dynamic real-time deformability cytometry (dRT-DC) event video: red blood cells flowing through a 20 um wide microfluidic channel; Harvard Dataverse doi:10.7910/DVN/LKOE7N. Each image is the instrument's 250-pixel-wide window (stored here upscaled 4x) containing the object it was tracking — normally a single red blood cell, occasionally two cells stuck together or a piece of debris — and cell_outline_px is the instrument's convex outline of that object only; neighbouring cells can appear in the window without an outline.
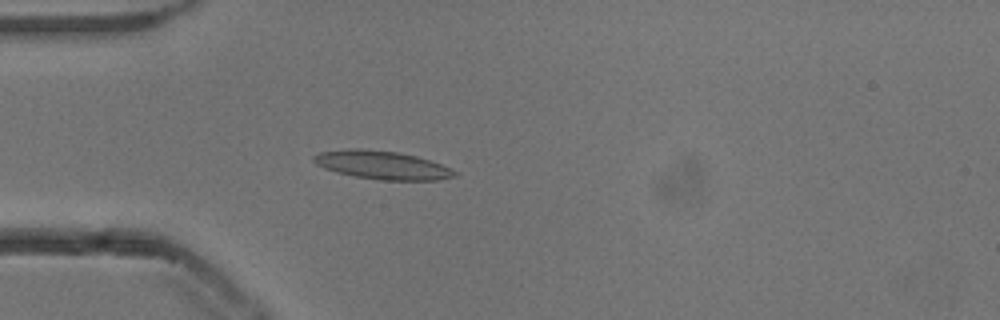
{"species": "common noctule bat (a hibernating species)", "species_latin": "Nyctalus noctula", "temperature_condition": "cold", "stored_images_in_passage": 51, "camera_frame_rate_fps": 3000, "um_per_image_px": 0.085, "animal": {"sex": "male", "body_mass_g": 13.3}, "frame": {"image": 1, "passage_image": 13, "time_ms": 4.0, "image_size_px": [1000, 320], "cell_outline_px": [[460, 172], [456, 176], [440, 180], [380, 180], [356, 176], [336, 172], [324, 168], [316, 164], [312, 160], [312, 156], [320, 152], [348, 148], [360, 148], [396, 152], [416, 156], [440, 164]], "centroid_in_image_um": [32.48, 14.03], "position_along_channel_um": 52.5, "area_um2": 23.29}}
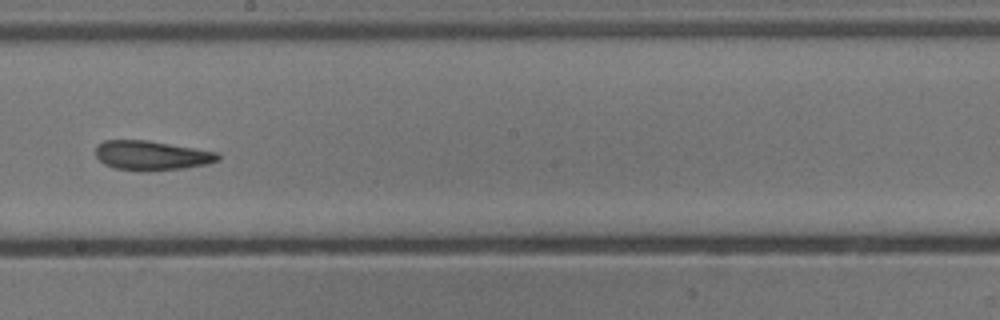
{"frame": {"image": 2, "passage_image": 28, "time_ms": 9.0, "image_size_px": [1000, 320], "cell_outline_px": [[220, 160], [208, 164], [184, 168], [148, 172], [140, 172], [116, 168], [104, 164], [96, 156], [96, 148], [104, 140], [148, 140], [216, 152], [220, 156]], "centroid_in_image_um": [12.89, 13.23], "position_along_channel_um": 235.3, "area_um2": 21.1}}
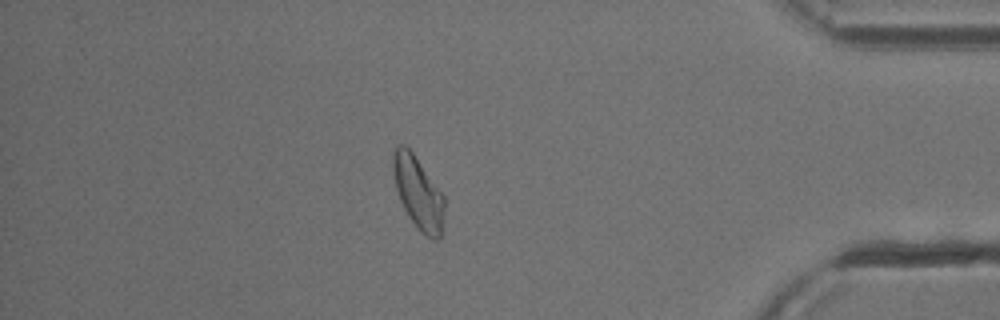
{"frame": {"image": 3, "passage_image": 44, "time_ms": 14.333, "image_size_px": [1000, 320], "cell_outline_px": [[444, 212], [440, 240], [432, 240], [420, 232], [416, 228], [408, 216], [400, 200], [396, 188], [392, 168], [392, 156], [396, 144], [404, 144], [412, 152], [444, 196]], "centroid_in_image_um": [35.53, 16.41], "position_along_channel_um": 399.7, "area_um2": 21.68}, "authors_computed_cell_mechanics": {"area_um2": 21.675, "velocity_mm_per_s": 3.8292, "shape_relaxation_time_tau1_ms": null, "shape_relaxation_time_tau2_ms": 7.6163, "deformation_change_tau1": null, "deformation_change_tau2": 0.1662}}